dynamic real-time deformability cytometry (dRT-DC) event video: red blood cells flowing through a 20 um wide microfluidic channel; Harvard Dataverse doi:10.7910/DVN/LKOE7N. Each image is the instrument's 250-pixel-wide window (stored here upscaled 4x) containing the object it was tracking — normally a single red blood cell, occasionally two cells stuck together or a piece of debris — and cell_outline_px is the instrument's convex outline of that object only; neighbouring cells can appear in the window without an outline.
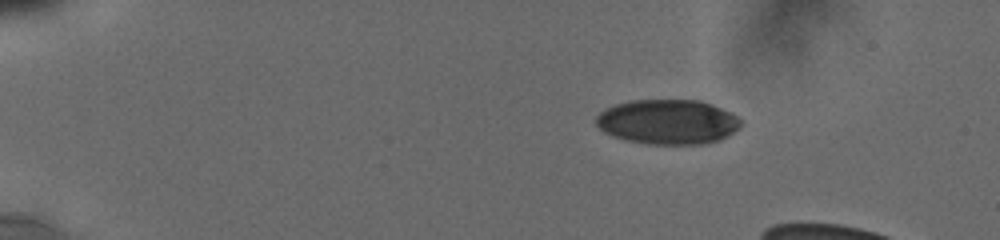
{"species": "human", "species_latin": "Homo sapiens", "temperature_condition": "cold", "stored_images_in_passage": 15, "camera_frame_rate_fps": 3000, "um_per_image_px": 0.085, "donor": {"sex": "male"}, "frame": {"image": 1, "passage_image": 1, "time_ms": 0.0, "image_size_px": [1000, 240], "cell_outline_px": [[740, 128], [728, 136], [720, 140], [704, 144], [648, 144], [624, 140], [612, 136], [604, 132], [596, 124], [596, 116], [604, 108], [628, 100], [700, 100], [712, 104], [736, 116], [740, 120]], "centroid_in_image_um": [56.73, 10.36], "position_along_channel_um": 28.3, "area_um2": 37.97}}
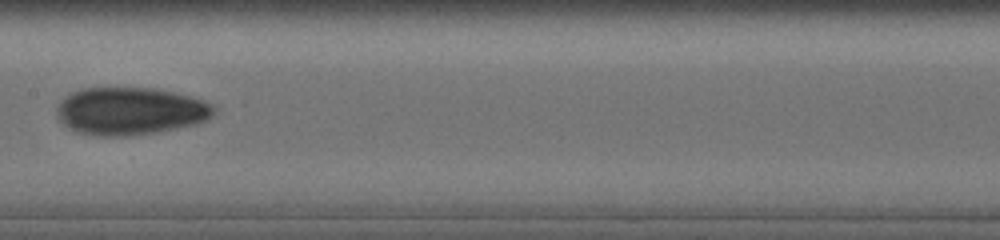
{"frame": {"image": 2, "passage_image": 13, "time_ms": 7.0, "image_size_px": [1000, 240], "cell_outline_px": [[216, 112], [212, 116], [196, 124], [156, 132], [128, 136], [96, 136], [76, 132], [68, 128], [56, 116], [56, 104], [64, 96], [80, 88], [152, 88], [172, 92], [188, 96], [212, 104], [216, 108]], "centroid_in_image_um": [11.01, 9.45], "position_along_channel_um": 196.4, "area_um2": 43.7}}
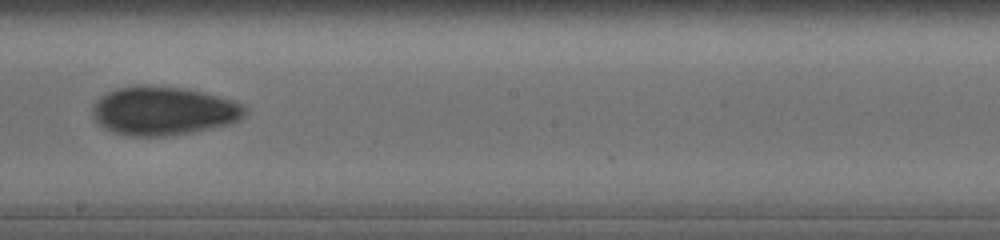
{"frame": {"image": 3, "passage_image": 14, "time_ms": 8.0, "image_size_px": [1000, 240], "cell_outline_px": [[248, 112], [240, 120], [232, 124], [172, 136], [128, 136], [112, 132], [104, 128], [92, 116], [92, 104], [100, 96], [116, 88], [184, 88], [232, 100], [240, 104]], "centroid_in_image_um": [13.89, 9.48], "position_along_channel_um": 234.3, "area_um2": 42.54}}